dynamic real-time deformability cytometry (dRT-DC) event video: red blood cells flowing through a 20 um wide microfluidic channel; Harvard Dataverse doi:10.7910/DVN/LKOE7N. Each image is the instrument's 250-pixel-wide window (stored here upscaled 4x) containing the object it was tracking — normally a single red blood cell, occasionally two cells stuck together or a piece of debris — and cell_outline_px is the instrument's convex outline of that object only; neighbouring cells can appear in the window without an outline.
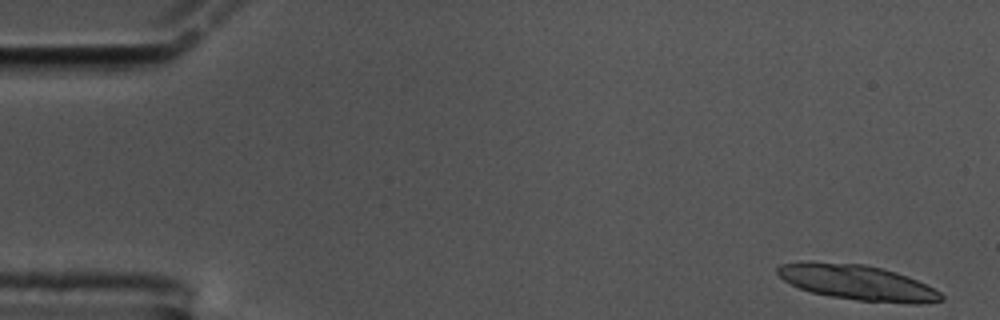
{"species": "common noctule bat (a hibernating species)", "species_latin": "Nyctalus noctula", "temperature_condition": "cold", "stored_images_in_passage": 18, "camera_frame_rate_fps": 3000, "um_per_image_px": 0.085, "animal": {"sex": "male", "body_mass_g": 17.5, "forearm_length_mm": 52.3}, "frame": {"image": 1, "passage_image": 1, "time_ms": 0.0, "image_size_px": [1000, 320], "cell_outline_px": [[944, 300], [920, 304], [912, 304], [860, 300], [832, 296], [812, 292], [800, 288], [784, 280], [776, 272], [776, 268], [780, 264], [864, 264], [896, 272], [908, 276], [940, 292], [944, 296]], "centroid_in_image_um": [72.99, 24.05], "position_along_channel_um": 12.0, "area_um2": 32.31}}